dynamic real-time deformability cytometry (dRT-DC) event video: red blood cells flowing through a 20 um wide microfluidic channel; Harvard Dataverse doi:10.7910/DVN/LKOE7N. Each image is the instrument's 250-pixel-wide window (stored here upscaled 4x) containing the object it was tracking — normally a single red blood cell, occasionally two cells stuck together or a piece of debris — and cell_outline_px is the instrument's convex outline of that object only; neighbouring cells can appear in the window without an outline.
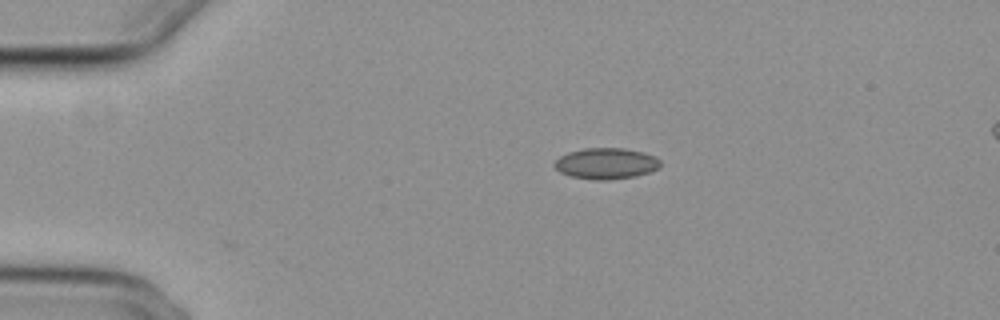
{"species": "common noctule bat (a hibernating species)", "species_latin": "Nyctalus noctula", "temperature_condition": "cold", "stored_images_in_passage": 35, "camera_frame_rate_fps": 3000, "um_per_image_px": 0.085, "animal": {"sex": "female", "body_mass_g": 29.2, "forearm_length_mm": 56.3}, "frame": {"image": 1, "passage_image": 1, "time_ms": 0.0, "image_size_px": [1000, 320], "cell_outline_px": [[660, 168], [636, 176], [608, 180], [596, 180], [572, 176], [560, 172], [552, 164], [560, 156], [568, 152], [584, 148], [624, 148], [644, 152], [656, 156], [660, 160]], "centroid_in_image_um": [51.54, 13.89], "position_along_channel_um": 33.5, "area_um2": 19.25}}
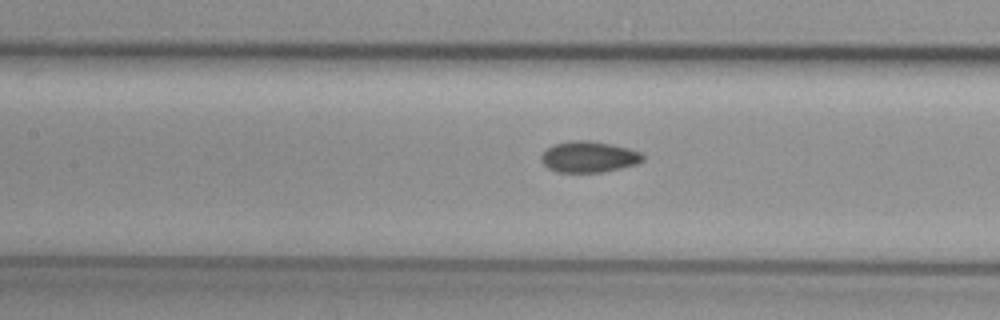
{"frame": {"image": 2, "passage_image": 15, "time_ms": 4.667, "image_size_px": [1000, 320], "cell_outline_px": [[644, 160], [636, 164], [620, 168], [600, 172], [556, 172], [548, 168], [540, 160], [540, 156], [552, 144], [572, 140], [588, 140], [612, 144], [628, 148], [640, 152], [644, 156]], "centroid_in_image_um": [50.03, 13.32], "position_along_channel_um": 157.4, "area_um2": 18.44}}
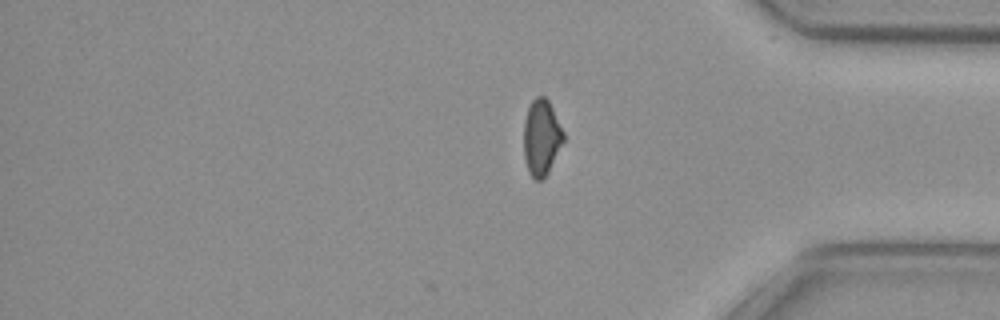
{"frame": {"image": 3, "passage_image": 35, "time_ms": 11.333, "image_size_px": [1000, 320], "cell_outline_px": [[564, 140], [548, 172], [540, 180], [536, 180], [528, 172], [524, 156], [524, 120], [528, 108], [532, 100], [536, 96], [544, 96], [548, 100], [564, 132]], "centroid_in_image_um": [46.01, 11.67], "position_along_channel_um": 389.2, "area_um2": 17.4}, "authors_computed_cell_mechanics": {"area_um2": 18.3226, "velocity_mm_per_s": 3.7371, "shape_relaxation_time_tau1_ms": null, "shape_relaxation_time_tau2_ms": 2.2959, "deformation_change_tau1": null, "deformation_change_tau2": 0.0599}}